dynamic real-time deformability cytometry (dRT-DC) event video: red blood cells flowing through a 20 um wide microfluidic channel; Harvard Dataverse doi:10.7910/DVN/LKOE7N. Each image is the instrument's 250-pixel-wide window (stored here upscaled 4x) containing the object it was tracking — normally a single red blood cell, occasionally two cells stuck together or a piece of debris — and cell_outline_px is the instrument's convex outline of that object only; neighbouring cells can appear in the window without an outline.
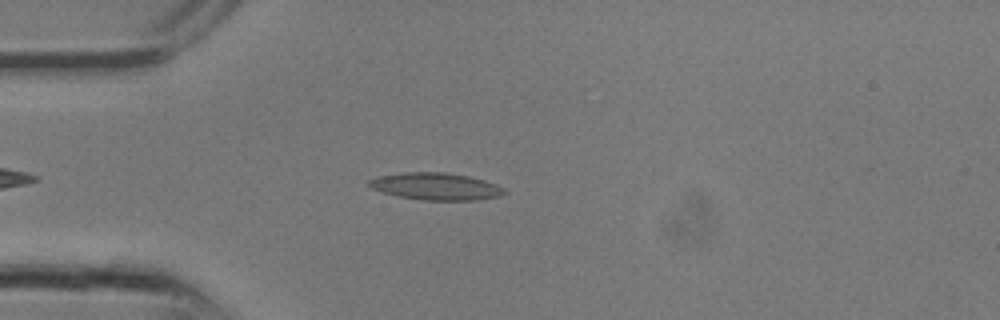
{"species": "common noctule bat (a hibernating species)", "species_latin": "Nyctalus noctula", "temperature_condition": "room temperature", "stored_images_in_passage": 12, "camera_frame_rate_fps": 3000, "um_per_image_px": 0.085, "animal": {"sex": "male", "body_mass_g": 13.3}, "frame": {"image": 1, "passage_image": 3, "time_ms": 0.667, "image_size_px": [1000, 320], "cell_outline_px": [[508, 192], [500, 196], [476, 200], [424, 200], [400, 196], [384, 192], [372, 188], [368, 184], [368, 180], [376, 176], [404, 172], [444, 172], [468, 176], [484, 180], [496, 184], [504, 188]], "centroid_in_image_um": [37.07, 15.83], "position_along_channel_um": 47.9, "area_um2": 21.33}}
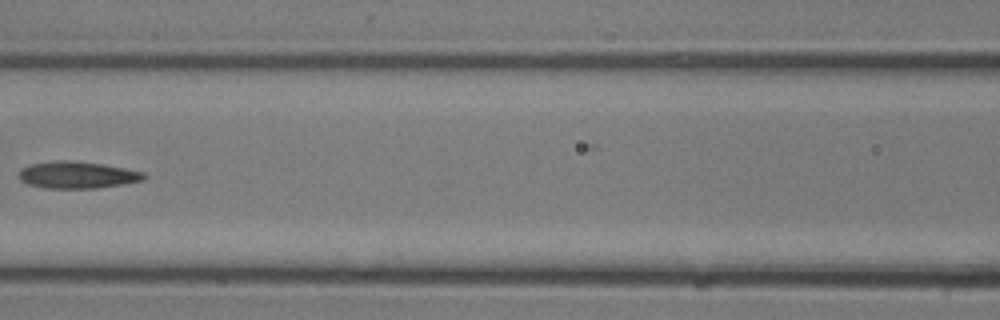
{"frame": {"image": 2, "passage_image": 8, "time_ms": 2.333, "image_size_px": [1000, 320], "cell_outline_px": [[144, 180], [96, 188], [44, 188], [28, 184], [20, 180], [20, 168], [32, 164], [56, 160], [68, 160], [100, 164], [124, 168], [144, 172]], "centroid_in_image_um": [6.53, 14.87], "position_along_channel_um": 160.1, "area_um2": 19.31}}
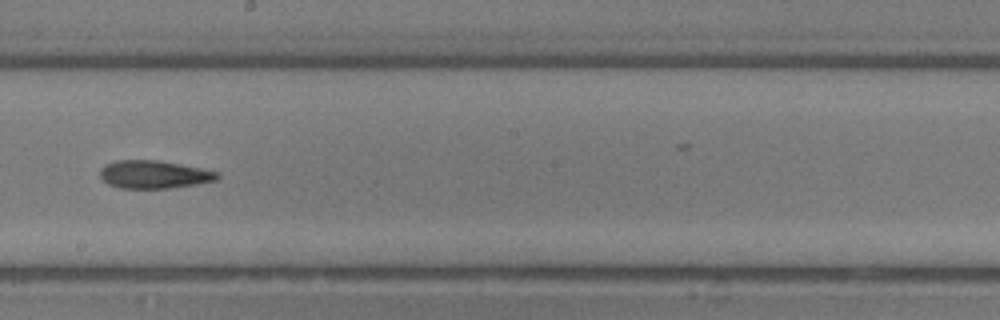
{"frame": {"image": 3, "passage_image": 11, "time_ms": 3.333, "image_size_px": [1000, 320], "cell_outline_px": [[220, 176], [216, 180], [196, 184], [168, 188], [120, 188], [108, 184], [100, 176], [100, 168], [104, 164], [116, 160], [160, 160], [220, 172]], "centroid_in_image_um": [13.07, 14.82], "position_along_channel_um": 235.1, "area_um2": 19.13}}